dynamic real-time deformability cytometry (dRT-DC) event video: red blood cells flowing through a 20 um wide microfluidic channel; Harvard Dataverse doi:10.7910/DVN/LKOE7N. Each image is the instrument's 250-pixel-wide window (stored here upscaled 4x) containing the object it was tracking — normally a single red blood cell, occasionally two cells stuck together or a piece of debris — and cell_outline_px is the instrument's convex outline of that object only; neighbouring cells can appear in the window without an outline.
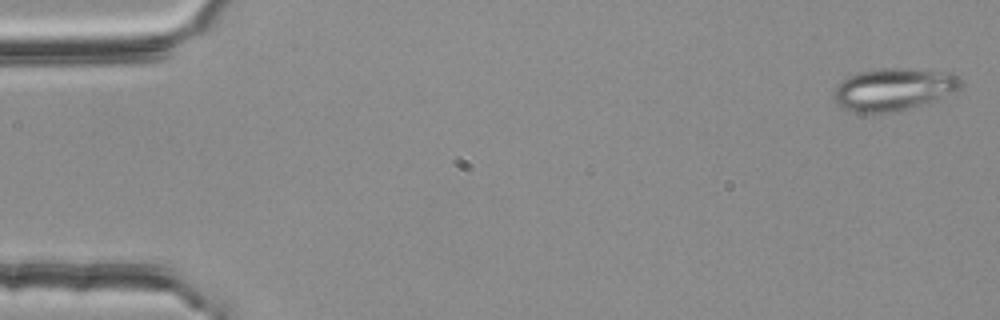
{"species": "common noctule bat (a hibernating species)", "species_latin": "Nyctalus noctula", "temperature_condition": "room temperature", "stored_images_in_passage": 55, "segment_of_instrument_passage": [1, 2], "camera_frame_rate_fps": 3000, "um_per_image_px": 0.085, "animal": {"sex": "female", "body_mass_g": 25.1}, "frame": {"image": 1, "passage_image": 2, "time_ms": 0.333, "image_size_px": [1000, 320], "cell_outline_px": [[964, 84], [960, 88], [936, 100], [908, 108], [892, 112], [852, 112], [836, 104], [832, 96], [840, 80], [856, 72], [880, 68], [908, 68], [952, 72]], "centroid_in_image_um": [75.93, 7.57], "position_along_channel_um": 9.1, "area_um2": 31.5}}